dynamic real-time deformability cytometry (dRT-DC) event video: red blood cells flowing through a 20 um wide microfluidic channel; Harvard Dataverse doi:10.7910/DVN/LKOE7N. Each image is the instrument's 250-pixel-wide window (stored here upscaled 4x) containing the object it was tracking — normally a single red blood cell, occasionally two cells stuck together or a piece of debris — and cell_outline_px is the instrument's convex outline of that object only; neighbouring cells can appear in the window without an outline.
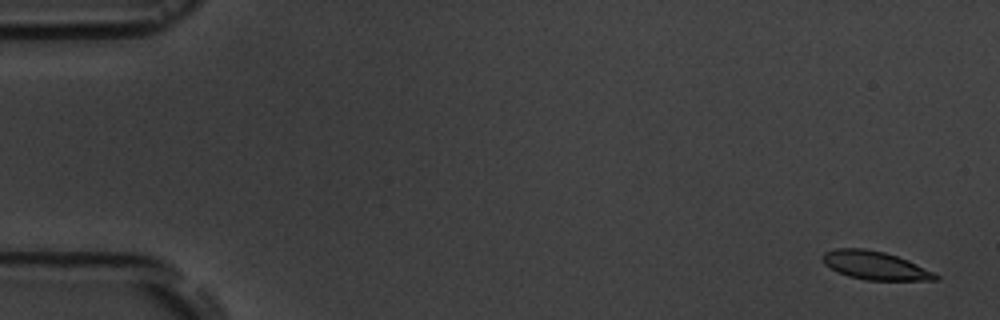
{"species": "common noctule bat (a hibernating species)", "species_latin": "Nyctalus noctula", "temperature_condition": "room temperature", "stored_images_in_passage": 7, "camera_frame_rate_fps": 3000, "um_per_image_px": 0.085, "animal": {"sex": "male", "body_mass_g": 19.5, "forearm_length_mm": 54.6}, "frame": {"image": 1, "passage_image": 1, "time_ms": 0.0, "image_size_px": [1000, 320], "cell_outline_px": [[940, 280], [864, 280], [848, 276], [836, 272], [824, 264], [820, 256], [824, 252], [836, 248], [864, 248], [884, 252], [908, 260], [936, 272], [940, 276]], "centroid_in_image_um": [74.38, 22.57], "position_along_channel_um": 10.6, "area_um2": 18.96}}
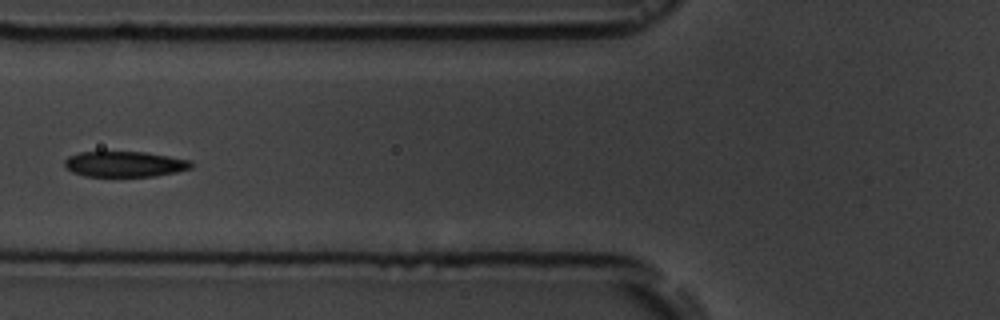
{"frame": {"image": 2, "passage_image": 7, "time_ms": 6.667, "image_size_px": [1000, 320], "cell_outline_px": [[196, 164], [192, 168], [176, 172], [156, 176], [84, 176], [72, 172], [64, 168], [64, 160], [68, 156], [80, 152], [144, 152], [192, 160]], "centroid_in_image_um": [10.61, 13.95], "position_along_channel_um": 115.2, "area_um2": 19.07}}